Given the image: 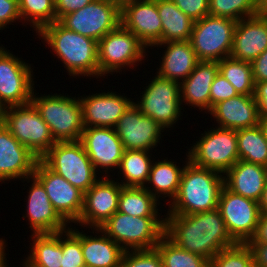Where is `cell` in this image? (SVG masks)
<instances>
[{
    "label": "cell",
    "instance_id": "obj_22",
    "mask_svg": "<svg viewBox=\"0 0 267 267\" xmlns=\"http://www.w3.org/2000/svg\"><path fill=\"white\" fill-rule=\"evenodd\" d=\"M39 159L18 142L10 131L0 126V182L24 180L32 176ZM20 178V179H19Z\"/></svg>",
    "mask_w": 267,
    "mask_h": 267
},
{
    "label": "cell",
    "instance_id": "obj_44",
    "mask_svg": "<svg viewBox=\"0 0 267 267\" xmlns=\"http://www.w3.org/2000/svg\"><path fill=\"white\" fill-rule=\"evenodd\" d=\"M19 19L22 22L18 0H0V30Z\"/></svg>",
    "mask_w": 267,
    "mask_h": 267
},
{
    "label": "cell",
    "instance_id": "obj_39",
    "mask_svg": "<svg viewBox=\"0 0 267 267\" xmlns=\"http://www.w3.org/2000/svg\"><path fill=\"white\" fill-rule=\"evenodd\" d=\"M210 267H255L252 251L246 243H236L219 251Z\"/></svg>",
    "mask_w": 267,
    "mask_h": 267
},
{
    "label": "cell",
    "instance_id": "obj_7",
    "mask_svg": "<svg viewBox=\"0 0 267 267\" xmlns=\"http://www.w3.org/2000/svg\"><path fill=\"white\" fill-rule=\"evenodd\" d=\"M210 129L186 154L193 165L225 174L239 160L236 130L217 126Z\"/></svg>",
    "mask_w": 267,
    "mask_h": 267
},
{
    "label": "cell",
    "instance_id": "obj_17",
    "mask_svg": "<svg viewBox=\"0 0 267 267\" xmlns=\"http://www.w3.org/2000/svg\"><path fill=\"white\" fill-rule=\"evenodd\" d=\"M114 129L124 150H153L164 136L161 135L164 129L152 118L143 115L134 103L123 113Z\"/></svg>",
    "mask_w": 267,
    "mask_h": 267
},
{
    "label": "cell",
    "instance_id": "obj_54",
    "mask_svg": "<svg viewBox=\"0 0 267 267\" xmlns=\"http://www.w3.org/2000/svg\"><path fill=\"white\" fill-rule=\"evenodd\" d=\"M259 126L262 128L265 138L267 140V117L259 118Z\"/></svg>",
    "mask_w": 267,
    "mask_h": 267
},
{
    "label": "cell",
    "instance_id": "obj_31",
    "mask_svg": "<svg viewBox=\"0 0 267 267\" xmlns=\"http://www.w3.org/2000/svg\"><path fill=\"white\" fill-rule=\"evenodd\" d=\"M157 10L162 21L159 43L190 39L195 21L184 14L172 0H157Z\"/></svg>",
    "mask_w": 267,
    "mask_h": 267
},
{
    "label": "cell",
    "instance_id": "obj_28",
    "mask_svg": "<svg viewBox=\"0 0 267 267\" xmlns=\"http://www.w3.org/2000/svg\"><path fill=\"white\" fill-rule=\"evenodd\" d=\"M96 234L81 232V249L87 267H120L124 250L101 229L93 228ZM97 231V232H96Z\"/></svg>",
    "mask_w": 267,
    "mask_h": 267
},
{
    "label": "cell",
    "instance_id": "obj_49",
    "mask_svg": "<svg viewBox=\"0 0 267 267\" xmlns=\"http://www.w3.org/2000/svg\"><path fill=\"white\" fill-rule=\"evenodd\" d=\"M247 243H267V214L261 213L256 231Z\"/></svg>",
    "mask_w": 267,
    "mask_h": 267
},
{
    "label": "cell",
    "instance_id": "obj_23",
    "mask_svg": "<svg viewBox=\"0 0 267 267\" xmlns=\"http://www.w3.org/2000/svg\"><path fill=\"white\" fill-rule=\"evenodd\" d=\"M267 49V18L258 16L237 21L230 57L252 62Z\"/></svg>",
    "mask_w": 267,
    "mask_h": 267
},
{
    "label": "cell",
    "instance_id": "obj_36",
    "mask_svg": "<svg viewBox=\"0 0 267 267\" xmlns=\"http://www.w3.org/2000/svg\"><path fill=\"white\" fill-rule=\"evenodd\" d=\"M155 249L160 254L163 267H210L208 259L178 247L166 235Z\"/></svg>",
    "mask_w": 267,
    "mask_h": 267
},
{
    "label": "cell",
    "instance_id": "obj_52",
    "mask_svg": "<svg viewBox=\"0 0 267 267\" xmlns=\"http://www.w3.org/2000/svg\"><path fill=\"white\" fill-rule=\"evenodd\" d=\"M258 203H259V206H260V212L264 213V214H267V180H266V183H265L264 191L262 193V197H261V199L259 200Z\"/></svg>",
    "mask_w": 267,
    "mask_h": 267
},
{
    "label": "cell",
    "instance_id": "obj_46",
    "mask_svg": "<svg viewBox=\"0 0 267 267\" xmlns=\"http://www.w3.org/2000/svg\"><path fill=\"white\" fill-rule=\"evenodd\" d=\"M255 83L267 80V49L251 62Z\"/></svg>",
    "mask_w": 267,
    "mask_h": 267
},
{
    "label": "cell",
    "instance_id": "obj_21",
    "mask_svg": "<svg viewBox=\"0 0 267 267\" xmlns=\"http://www.w3.org/2000/svg\"><path fill=\"white\" fill-rule=\"evenodd\" d=\"M80 97L84 128H114L123 113L134 102L130 98H126L119 93L116 94L113 91Z\"/></svg>",
    "mask_w": 267,
    "mask_h": 267
},
{
    "label": "cell",
    "instance_id": "obj_26",
    "mask_svg": "<svg viewBox=\"0 0 267 267\" xmlns=\"http://www.w3.org/2000/svg\"><path fill=\"white\" fill-rule=\"evenodd\" d=\"M166 47L161 57L158 72L160 77L183 82L200 62L194 52L189 40L187 41H167L156 44L155 47Z\"/></svg>",
    "mask_w": 267,
    "mask_h": 267
},
{
    "label": "cell",
    "instance_id": "obj_4",
    "mask_svg": "<svg viewBox=\"0 0 267 267\" xmlns=\"http://www.w3.org/2000/svg\"><path fill=\"white\" fill-rule=\"evenodd\" d=\"M68 96L60 93L36 96L34 90L32 93L31 103L49 126L56 142L80 141L84 131L80 99Z\"/></svg>",
    "mask_w": 267,
    "mask_h": 267
},
{
    "label": "cell",
    "instance_id": "obj_50",
    "mask_svg": "<svg viewBox=\"0 0 267 267\" xmlns=\"http://www.w3.org/2000/svg\"><path fill=\"white\" fill-rule=\"evenodd\" d=\"M256 14L260 17L267 18V0H258L257 1Z\"/></svg>",
    "mask_w": 267,
    "mask_h": 267
},
{
    "label": "cell",
    "instance_id": "obj_53",
    "mask_svg": "<svg viewBox=\"0 0 267 267\" xmlns=\"http://www.w3.org/2000/svg\"><path fill=\"white\" fill-rule=\"evenodd\" d=\"M110 1L121 10L124 6L141 0H110Z\"/></svg>",
    "mask_w": 267,
    "mask_h": 267
},
{
    "label": "cell",
    "instance_id": "obj_10",
    "mask_svg": "<svg viewBox=\"0 0 267 267\" xmlns=\"http://www.w3.org/2000/svg\"><path fill=\"white\" fill-rule=\"evenodd\" d=\"M146 49L132 32L120 24L98 41L99 76L120 73L121 69L133 65L136 67L146 58Z\"/></svg>",
    "mask_w": 267,
    "mask_h": 267
},
{
    "label": "cell",
    "instance_id": "obj_34",
    "mask_svg": "<svg viewBox=\"0 0 267 267\" xmlns=\"http://www.w3.org/2000/svg\"><path fill=\"white\" fill-rule=\"evenodd\" d=\"M236 134L239 160L267 167V140L262 128L238 129Z\"/></svg>",
    "mask_w": 267,
    "mask_h": 267
},
{
    "label": "cell",
    "instance_id": "obj_25",
    "mask_svg": "<svg viewBox=\"0 0 267 267\" xmlns=\"http://www.w3.org/2000/svg\"><path fill=\"white\" fill-rule=\"evenodd\" d=\"M218 72V62L200 61L193 72L180 83L181 105L185 103L191 108L199 107V110L209 113L211 85Z\"/></svg>",
    "mask_w": 267,
    "mask_h": 267
},
{
    "label": "cell",
    "instance_id": "obj_51",
    "mask_svg": "<svg viewBox=\"0 0 267 267\" xmlns=\"http://www.w3.org/2000/svg\"><path fill=\"white\" fill-rule=\"evenodd\" d=\"M6 240L3 238H0V267H5V265L7 264V259H6V253H5V249H6Z\"/></svg>",
    "mask_w": 267,
    "mask_h": 267
},
{
    "label": "cell",
    "instance_id": "obj_6",
    "mask_svg": "<svg viewBox=\"0 0 267 267\" xmlns=\"http://www.w3.org/2000/svg\"><path fill=\"white\" fill-rule=\"evenodd\" d=\"M40 160L83 193L101 178L80 141L56 142Z\"/></svg>",
    "mask_w": 267,
    "mask_h": 267
},
{
    "label": "cell",
    "instance_id": "obj_9",
    "mask_svg": "<svg viewBox=\"0 0 267 267\" xmlns=\"http://www.w3.org/2000/svg\"><path fill=\"white\" fill-rule=\"evenodd\" d=\"M236 23L212 15L195 21L189 41L199 61L219 62L230 57Z\"/></svg>",
    "mask_w": 267,
    "mask_h": 267
},
{
    "label": "cell",
    "instance_id": "obj_3",
    "mask_svg": "<svg viewBox=\"0 0 267 267\" xmlns=\"http://www.w3.org/2000/svg\"><path fill=\"white\" fill-rule=\"evenodd\" d=\"M186 156L179 190L172 202H167V214H194L218 208L224 174L193 165Z\"/></svg>",
    "mask_w": 267,
    "mask_h": 267
},
{
    "label": "cell",
    "instance_id": "obj_20",
    "mask_svg": "<svg viewBox=\"0 0 267 267\" xmlns=\"http://www.w3.org/2000/svg\"><path fill=\"white\" fill-rule=\"evenodd\" d=\"M25 180L28 183L31 180L32 184L29 187L26 215H23V218H28L32 233H58L67 230L69 224L54 209L42 183L34 175Z\"/></svg>",
    "mask_w": 267,
    "mask_h": 267
},
{
    "label": "cell",
    "instance_id": "obj_30",
    "mask_svg": "<svg viewBox=\"0 0 267 267\" xmlns=\"http://www.w3.org/2000/svg\"><path fill=\"white\" fill-rule=\"evenodd\" d=\"M183 170L184 166L181 168L176 165V162L169 161L168 158L155 162L153 160L148 181L144 188L157 200L163 196L164 199L165 197L171 198L170 202H172L178 193Z\"/></svg>",
    "mask_w": 267,
    "mask_h": 267
},
{
    "label": "cell",
    "instance_id": "obj_27",
    "mask_svg": "<svg viewBox=\"0 0 267 267\" xmlns=\"http://www.w3.org/2000/svg\"><path fill=\"white\" fill-rule=\"evenodd\" d=\"M224 175L228 190L259 202L267 180V167L238 160Z\"/></svg>",
    "mask_w": 267,
    "mask_h": 267
},
{
    "label": "cell",
    "instance_id": "obj_55",
    "mask_svg": "<svg viewBox=\"0 0 267 267\" xmlns=\"http://www.w3.org/2000/svg\"><path fill=\"white\" fill-rule=\"evenodd\" d=\"M5 105L0 101V126L4 125Z\"/></svg>",
    "mask_w": 267,
    "mask_h": 267
},
{
    "label": "cell",
    "instance_id": "obj_42",
    "mask_svg": "<svg viewBox=\"0 0 267 267\" xmlns=\"http://www.w3.org/2000/svg\"><path fill=\"white\" fill-rule=\"evenodd\" d=\"M238 93L231 83L219 72L211 85L210 91V111L219 102L237 96Z\"/></svg>",
    "mask_w": 267,
    "mask_h": 267
},
{
    "label": "cell",
    "instance_id": "obj_11",
    "mask_svg": "<svg viewBox=\"0 0 267 267\" xmlns=\"http://www.w3.org/2000/svg\"><path fill=\"white\" fill-rule=\"evenodd\" d=\"M148 86L143 88L140 100L133 102L143 115L149 116L164 130L173 127L179 118L182 107L180 83L156 74Z\"/></svg>",
    "mask_w": 267,
    "mask_h": 267
},
{
    "label": "cell",
    "instance_id": "obj_32",
    "mask_svg": "<svg viewBox=\"0 0 267 267\" xmlns=\"http://www.w3.org/2000/svg\"><path fill=\"white\" fill-rule=\"evenodd\" d=\"M151 151L124 150L120 164L119 174H122V182L125 187H145L153 160ZM150 154V155H149ZM120 172V173H119Z\"/></svg>",
    "mask_w": 267,
    "mask_h": 267
},
{
    "label": "cell",
    "instance_id": "obj_41",
    "mask_svg": "<svg viewBox=\"0 0 267 267\" xmlns=\"http://www.w3.org/2000/svg\"><path fill=\"white\" fill-rule=\"evenodd\" d=\"M120 267H163L158 251L149 250H127L124 252Z\"/></svg>",
    "mask_w": 267,
    "mask_h": 267
},
{
    "label": "cell",
    "instance_id": "obj_33",
    "mask_svg": "<svg viewBox=\"0 0 267 267\" xmlns=\"http://www.w3.org/2000/svg\"><path fill=\"white\" fill-rule=\"evenodd\" d=\"M157 200L144 187L122 186L118 199V212L138 217H160Z\"/></svg>",
    "mask_w": 267,
    "mask_h": 267
},
{
    "label": "cell",
    "instance_id": "obj_19",
    "mask_svg": "<svg viewBox=\"0 0 267 267\" xmlns=\"http://www.w3.org/2000/svg\"><path fill=\"white\" fill-rule=\"evenodd\" d=\"M121 25L132 32L146 47L159 44L162 21L157 10V0H141L121 9Z\"/></svg>",
    "mask_w": 267,
    "mask_h": 267
},
{
    "label": "cell",
    "instance_id": "obj_38",
    "mask_svg": "<svg viewBox=\"0 0 267 267\" xmlns=\"http://www.w3.org/2000/svg\"><path fill=\"white\" fill-rule=\"evenodd\" d=\"M209 15L240 21L256 15V0H209Z\"/></svg>",
    "mask_w": 267,
    "mask_h": 267
},
{
    "label": "cell",
    "instance_id": "obj_18",
    "mask_svg": "<svg viewBox=\"0 0 267 267\" xmlns=\"http://www.w3.org/2000/svg\"><path fill=\"white\" fill-rule=\"evenodd\" d=\"M80 142L97 172L107 175L118 169L124 147L113 127L84 128Z\"/></svg>",
    "mask_w": 267,
    "mask_h": 267
},
{
    "label": "cell",
    "instance_id": "obj_45",
    "mask_svg": "<svg viewBox=\"0 0 267 267\" xmlns=\"http://www.w3.org/2000/svg\"><path fill=\"white\" fill-rule=\"evenodd\" d=\"M93 0H55L56 21L62 16L88 5Z\"/></svg>",
    "mask_w": 267,
    "mask_h": 267
},
{
    "label": "cell",
    "instance_id": "obj_15",
    "mask_svg": "<svg viewBox=\"0 0 267 267\" xmlns=\"http://www.w3.org/2000/svg\"><path fill=\"white\" fill-rule=\"evenodd\" d=\"M33 175L44 186L49 200L58 214L67 223L76 224L83 209L84 193L49 169L40 159L35 165Z\"/></svg>",
    "mask_w": 267,
    "mask_h": 267
},
{
    "label": "cell",
    "instance_id": "obj_37",
    "mask_svg": "<svg viewBox=\"0 0 267 267\" xmlns=\"http://www.w3.org/2000/svg\"><path fill=\"white\" fill-rule=\"evenodd\" d=\"M18 4L22 22H30L35 33L56 21L55 0H18Z\"/></svg>",
    "mask_w": 267,
    "mask_h": 267
},
{
    "label": "cell",
    "instance_id": "obj_43",
    "mask_svg": "<svg viewBox=\"0 0 267 267\" xmlns=\"http://www.w3.org/2000/svg\"><path fill=\"white\" fill-rule=\"evenodd\" d=\"M175 5L194 21L209 15V0H172Z\"/></svg>",
    "mask_w": 267,
    "mask_h": 267
},
{
    "label": "cell",
    "instance_id": "obj_2",
    "mask_svg": "<svg viewBox=\"0 0 267 267\" xmlns=\"http://www.w3.org/2000/svg\"><path fill=\"white\" fill-rule=\"evenodd\" d=\"M37 35L62 61L70 76L99 77L97 41L66 29L58 21L43 27Z\"/></svg>",
    "mask_w": 267,
    "mask_h": 267
},
{
    "label": "cell",
    "instance_id": "obj_40",
    "mask_svg": "<svg viewBox=\"0 0 267 267\" xmlns=\"http://www.w3.org/2000/svg\"><path fill=\"white\" fill-rule=\"evenodd\" d=\"M65 233V234H64ZM64 235V237H63ZM67 237V238H66ZM81 249V231L69 228L62 231V265L61 267H84Z\"/></svg>",
    "mask_w": 267,
    "mask_h": 267
},
{
    "label": "cell",
    "instance_id": "obj_16",
    "mask_svg": "<svg viewBox=\"0 0 267 267\" xmlns=\"http://www.w3.org/2000/svg\"><path fill=\"white\" fill-rule=\"evenodd\" d=\"M110 177L104 175L84 193L83 209L76 222L79 226L99 228L118 210L122 185Z\"/></svg>",
    "mask_w": 267,
    "mask_h": 267
},
{
    "label": "cell",
    "instance_id": "obj_24",
    "mask_svg": "<svg viewBox=\"0 0 267 267\" xmlns=\"http://www.w3.org/2000/svg\"><path fill=\"white\" fill-rule=\"evenodd\" d=\"M209 114L221 128L238 130L259 125L258 107L254 95L238 94L219 102Z\"/></svg>",
    "mask_w": 267,
    "mask_h": 267
},
{
    "label": "cell",
    "instance_id": "obj_14",
    "mask_svg": "<svg viewBox=\"0 0 267 267\" xmlns=\"http://www.w3.org/2000/svg\"><path fill=\"white\" fill-rule=\"evenodd\" d=\"M218 209L229 235L236 243H247L253 237L261 215L257 201L235 194L224 186Z\"/></svg>",
    "mask_w": 267,
    "mask_h": 267
},
{
    "label": "cell",
    "instance_id": "obj_5",
    "mask_svg": "<svg viewBox=\"0 0 267 267\" xmlns=\"http://www.w3.org/2000/svg\"><path fill=\"white\" fill-rule=\"evenodd\" d=\"M99 229L124 251L149 250L165 235V218L130 216L116 211Z\"/></svg>",
    "mask_w": 267,
    "mask_h": 267
},
{
    "label": "cell",
    "instance_id": "obj_8",
    "mask_svg": "<svg viewBox=\"0 0 267 267\" xmlns=\"http://www.w3.org/2000/svg\"><path fill=\"white\" fill-rule=\"evenodd\" d=\"M4 126L38 159L56 143L49 126L32 103L6 107Z\"/></svg>",
    "mask_w": 267,
    "mask_h": 267
},
{
    "label": "cell",
    "instance_id": "obj_35",
    "mask_svg": "<svg viewBox=\"0 0 267 267\" xmlns=\"http://www.w3.org/2000/svg\"><path fill=\"white\" fill-rule=\"evenodd\" d=\"M219 73L228 80L238 94L254 95L255 82L251 62L226 57L218 62Z\"/></svg>",
    "mask_w": 267,
    "mask_h": 267
},
{
    "label": "cell",
    "instance_id": "obj_29",
    "mask_svg": "<svg viewBox=\"0 0 267 267\" xmlns=\"http://www.w3.org/2000/svg\"><path fill=\"white\" fill-rule=\"evenodd\" d=\"M30 254L23 260V267H61L62 232L31 234Z\"/></svg>",
    "mask_w": 267,
    "mask_h": 267
},
{
    "label": "cell",
    "instance_id": "obj_47",
    "mask_svg": "<svg viewBox=\"0 0 267 267\" xmlns=\"http://www.w3.org/2000/svg\"><path fill=\"white\" fill-rule=\"evenodd\" d=\"M254 97L258 107L259 118L267 117V80L255 83Z\"/></svg>",
    "mask_w": 267,
    "mask_h": 267
},
{
    "label": "cell",
    "instance_id": "obj_1",
    "mask_svg": "<svg viewBox=\"0 0 267 267\" xmlns=\"http://www.w3.org/2000/svg\"><path fill=\"white\" fill-rule=\"evenodd\" d=\"M167 216V217H166ZM165 235L178 247L211 259L236 244L218 208L194 214H166Z\"/></svg>",
    "mask_w": 267,
    "mask_h": 267
},
{
    "label": "cell",
    "instance_id": "obj_13",
    "mask_svg": "<svg viewBox=\"0 0 267 267\" xmlns=\"http://www.w3.org/2000/svg\"><path fill=\"white\" fill-rule=\"evenodd\" d=\"M9 51L0 46V101L5 107L31 103L32 67Z\"/></svg>",
    "mask_w": 267,
    "mask_h": 267
},
{
    "label": "cell",
    "instance_id": "obj_48",
    "mask_svg": "<svg viewBox=\"0 0 267 267\" xmlns=\"http://www.w3.org/2000/svg\"><path fill=\"white\" fill-rule=\"evenodd\" d=\"M252 251L255 267H267V243H246Z\"/></svg>",
    "mask_w": 267,
    "mask_h": 267
},
{
    "label": "cell",
    "instance_id": "obj_12",
    "mask_svg": "<svg viewBox=\"0 0 267 267\" xmlns=\"http://www.w3.org/2000/svg\"><path fill=\"white\" fill-rule=\"evenodd\" d=\"M58 22L66 29L98 42L121 24V10L110 0H93L62 16Z\"/></svg>",
    "mask_w": 267,
    "mask_h": 267
}]
</instances>
